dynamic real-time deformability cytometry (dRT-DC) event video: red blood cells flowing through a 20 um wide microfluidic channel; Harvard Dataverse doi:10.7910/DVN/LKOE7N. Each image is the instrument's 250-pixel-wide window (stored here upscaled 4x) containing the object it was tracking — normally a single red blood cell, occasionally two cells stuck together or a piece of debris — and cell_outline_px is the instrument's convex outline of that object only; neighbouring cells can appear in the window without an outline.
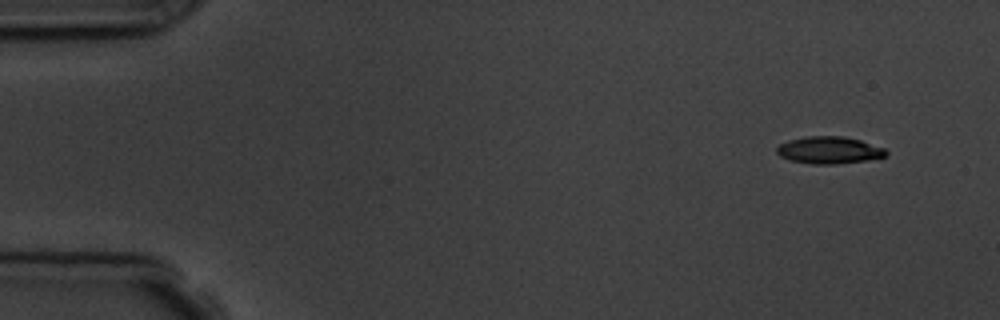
{"species": "common noctule bat (a hibernating species)", "species_latin": "Nyctalus noctula", "temperature_condition": "room temperature", "stored_images_in_passage": 6, "camera_frame_rate_fps": 3000, "um_per_image_px": 0.085, "animal": {"sex": "male", "body_mass_g": 19.5, "forearm_length_mm": 54.6}, "frame": {"image": 1, "passage_image": 1, "time_ms": 0.0, "image_size_px": [1000, 320], "cell_outline_px": [[888, 156], [868, 160], [836, 164], [812, 164], [788, 160], [780, 156], [776, 152], [776, 148], [780, 144], [788, 140], [804, 136], [844, 136], [860, 140], [884, 148], [888, 152]], "centroid_in_image_um": [70.47, 12.76], "position_along_channel_um": 14.5, "area_um2": 17.46}}
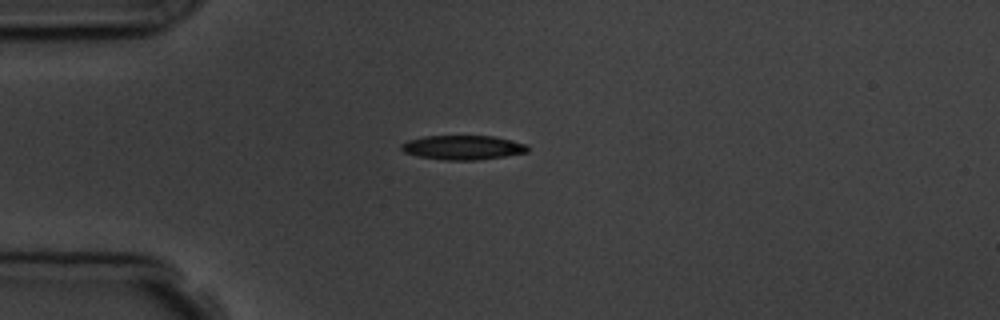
{"frame": {"image": 2, "passage_image": 4, "time_ms": 3.333, "image_size_px": [1000, 320], "cell_outline_px": [[528, 152], [480, 160], [444, 160], [416, 156], [404, 152], [400, 148], [400, 144], [408, 140], [424, 136], [492, 136], [512, 140], [528, 144]], "centroid_in_image_um": [39.33, 12.54], "position_along_channel_um": 45.7, "area_um2": 18.03}}
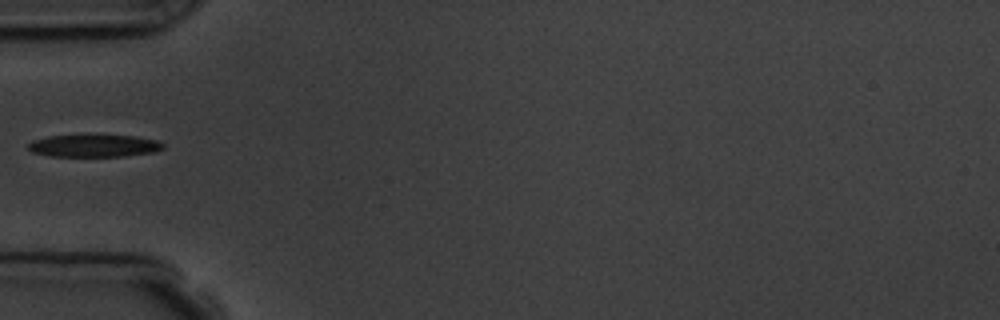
{"frame": {"image": 3, "passage_image": 5, "time_ms": 4.667, "image_size_px": [1000, 320], "cell_outline_px": [[164, 148], [152, 152], [124, 156], [48, 156], [32, 152], [28, 148], [28, 144], [32, 140], [48, 136], [136, 136], [160, 140], [164, 144]], "centroid_in_image_um": [8.0, 12.4], "position_along_channel_um": 77.0, "area_um2": 17.4}}